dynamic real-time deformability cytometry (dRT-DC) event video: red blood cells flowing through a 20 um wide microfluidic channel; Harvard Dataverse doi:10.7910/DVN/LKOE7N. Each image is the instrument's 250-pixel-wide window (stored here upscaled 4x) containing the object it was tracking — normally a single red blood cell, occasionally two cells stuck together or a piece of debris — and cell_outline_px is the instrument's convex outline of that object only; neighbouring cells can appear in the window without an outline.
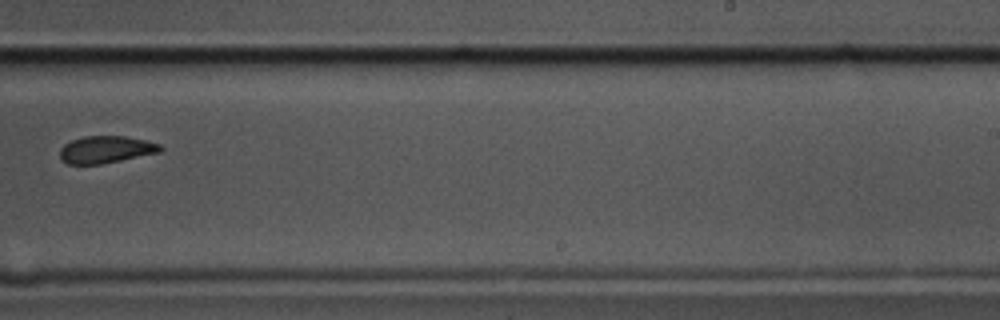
{"species": "common noctule bat (a hibernating species)", "species_latin": "Nyctalus noctula", "temperature_condition": "cold", "stored_images_in_passage": 10, "camera_frame_rate_fps": 3000, "um_per_image_px": 0.085, "animal": {"sex": "male", "body_mass_g": 17.5, "forearm_length_mm": 52.3}, "frame": {"image": 1, "passage_image": 10, "time_ms": 3.0, "image_size_px": [1000, 320], "cell_outline_px": [[164, 148], [160, 152], [100, 164], [68, 164], [60, 160], [60, 148], [64, 144], [72, 140], [84, 136], [124, 136], [144, 140], [160, 144]], "centroid_in_image_um": [8.98, 12.71], "position_along_channel_um": 280.0, "area_um2": 15.84}}